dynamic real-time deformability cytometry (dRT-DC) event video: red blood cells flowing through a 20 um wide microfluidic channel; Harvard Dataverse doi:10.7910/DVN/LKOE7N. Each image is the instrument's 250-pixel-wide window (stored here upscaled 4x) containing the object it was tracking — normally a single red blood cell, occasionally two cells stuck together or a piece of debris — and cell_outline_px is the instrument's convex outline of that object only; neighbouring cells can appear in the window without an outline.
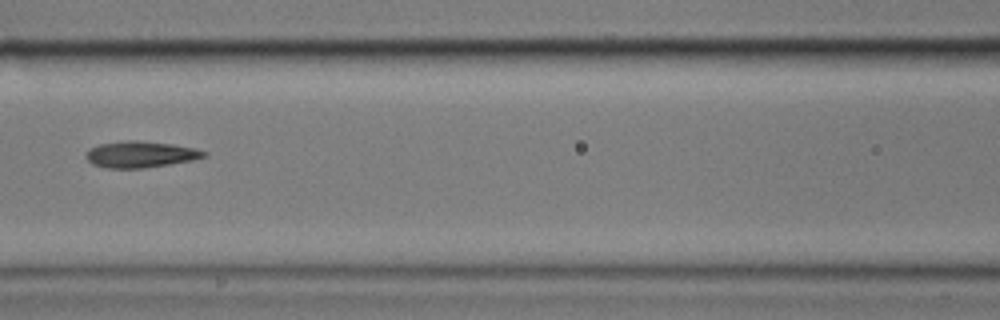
{"species": "common noctule bat (a hibernating species)", "species_latin": "Nyctalus noctula", "temperature_condition": "cold", "stored_images_in_passage": 8, "camera_frame_rate_fps": 3000, "um_per_image_px": 0.085, "animal": {"sex": "male", "body_mass_g": 17.9}, "frame": {"image": 1, "passage_image": 7, "time_ms": 7.0, "image_size_px": [1000, 320], "cell_outline_px": [[208, 156], [192, 160], [144, 168], [104, 168], [92, 164], [84, 156], [88, 148], [100, 144], [128, 140], [136, 140], [172, 144], [196, 148], [208, 152]], "centroid_in_image_um": [11.93, 13.12], "position_along_channel_um": 154.7, "area_um2": 18.21}}